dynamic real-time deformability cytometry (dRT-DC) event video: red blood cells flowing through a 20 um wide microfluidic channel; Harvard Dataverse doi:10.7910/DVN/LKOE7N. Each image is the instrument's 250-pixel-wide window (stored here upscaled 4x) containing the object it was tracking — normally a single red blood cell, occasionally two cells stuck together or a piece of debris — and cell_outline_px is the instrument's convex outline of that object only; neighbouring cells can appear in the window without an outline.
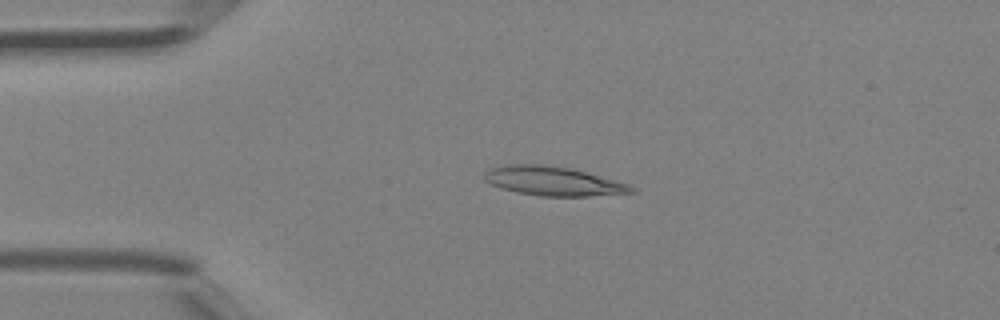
{"species": "Egyptian fruit bat (a non-hibernating species)", "species_latin": "Rousettus aegyptiacus", "temperature_condition": "room temperature", "stored_images_in_passage": 42, "camera_frame_rate_fps": 3000, "um_per_image_px": 0.085, "animal": {"sex": "female"}, "frame": {"image": 1, "passage_image": 7, "time_ms": 2.0, "image_size_px": [1000, 320], "cell_outline_px": [[636, 192], [588, 196], [540, 196], [516, 192], [500, 188], [484, 180], [484, 172], [492, 168], [508, 164], [544, 164], [572, 168], [628, 184]], "centroid_in_image_um": [46.97, 15.39], "position_along_channel_um": 38.0, "area_um2": 24.8}}
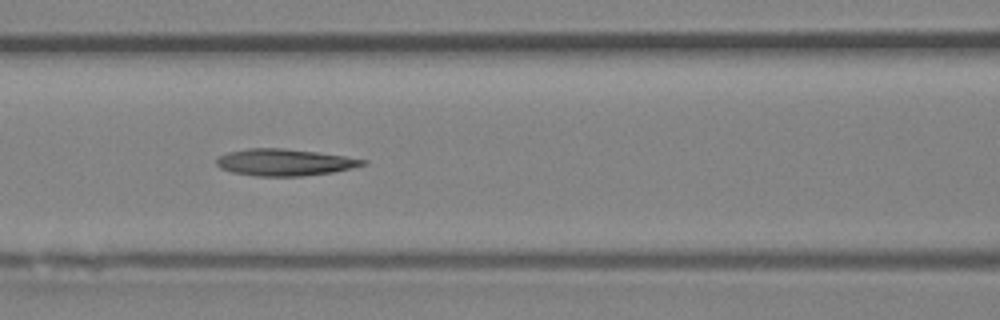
{"frame": {"image": 2, "passage_image": 16, "time_ms": 5.0, "image_size_px": [1000, 320], "cell_outline_px": [[368, 164], [352, 168], [332, 172], [300, 176], [256, 176], [232, 172], [220, 168], [216, 164], [216, 160], [220, 156], [228, 152], [248, 148], [284, 148], [316, 152], [344, 156], [368, 160]], "centroid_in_image_um": [24.19, 13.79], "position_along_channel_um": 142.4, "area_um2": 22.77}}
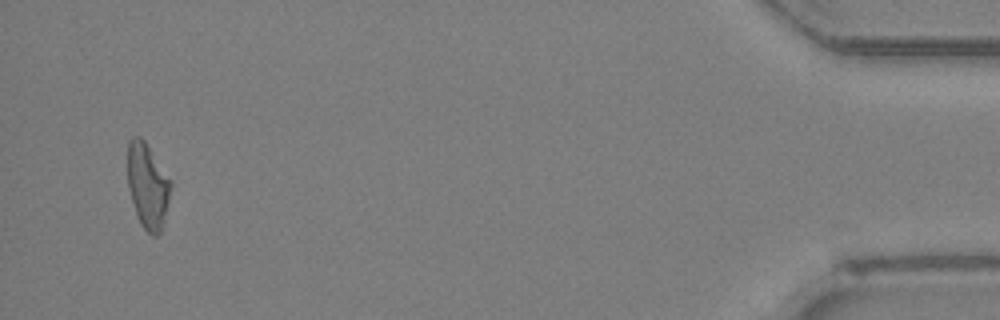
{"frame": {"image": 3, "passage_image": 40, "time_ms": 13.0, "image_size_px": [1000, 320], "cell_outline_px": [[172, 184], [164, 220], [160, 232], [156, 236], [152, 236], [140, 224], [136, 216], [128, 188], [128, 140], [132, 136], [140, 136], [144, 140], [172, 180]], "centroid_in_image_um": [12.55, 15.78], "position_along_channel_um": 422.7, "area_um2": 21.56}}